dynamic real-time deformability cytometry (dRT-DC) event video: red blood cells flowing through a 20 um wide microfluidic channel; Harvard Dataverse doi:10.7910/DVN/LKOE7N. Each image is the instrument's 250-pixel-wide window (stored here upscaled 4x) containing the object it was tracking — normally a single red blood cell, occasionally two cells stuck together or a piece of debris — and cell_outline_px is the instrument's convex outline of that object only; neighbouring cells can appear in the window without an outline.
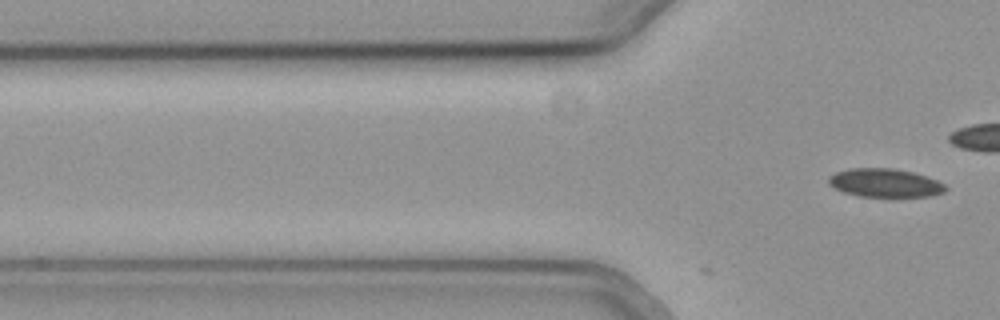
{"species": "common noctule bat (a hibernating species)", "species_latin": "Nyctalus noctula", "temperature_condition": "cold", "stored_images_in_passage": 14, "camera_frame_rate_fps": 3000, "um_per_image_px": 0.085, "animal": {"sex": "female", "body_mass_g": 19.3, "forearm_length_mm": 54.1}, "frame": {"image": 1, "passage_image": 14, "time_ms": 4.333, "image_size_px": [1000, 320], "cell_outline_px": [[948, 188], [944, 192], [932, 196], [856, 196], [832, 188], [828, 184], [828, 176], [836, 172], [852, 168], [892, 168], [912, 172], [928, 176], [944, 184]], "centroid_in_image_um": [75.2, 15.54], "position_along_channel_um": 50.6, "area_um2": 19.48}}